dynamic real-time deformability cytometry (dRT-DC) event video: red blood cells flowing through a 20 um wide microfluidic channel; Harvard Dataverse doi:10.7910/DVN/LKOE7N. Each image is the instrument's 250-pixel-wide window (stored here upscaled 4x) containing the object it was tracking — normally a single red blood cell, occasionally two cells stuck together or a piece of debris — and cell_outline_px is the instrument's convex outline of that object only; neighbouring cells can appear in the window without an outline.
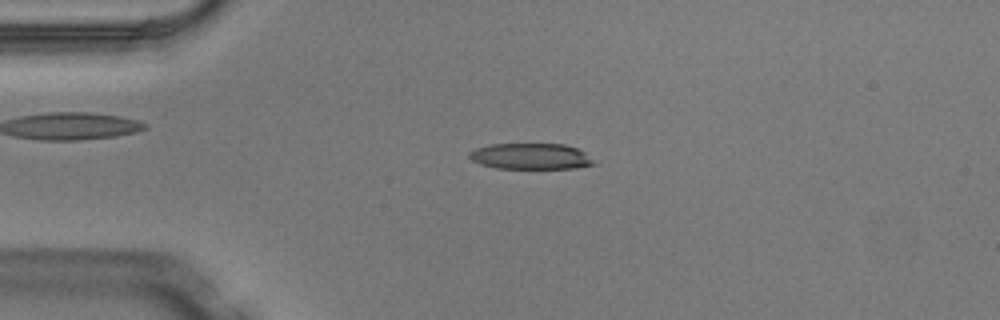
{"species": "Egyptian fruit bat (a non-hibernating species)", "species_latin": "Rousettus aegyptiacus", "temperature_condition": "warm", "stored_images_in_passage": 3, "camera_frame_rate_fps": 3000, "um_per_image_px": 0.085, "animal": {"sex": "male"}, "frame": {"image": 1, "passage_image": 2, "time_ms": 0.333, "image_size_px": [1000, 320], "cell_outline_px": [[596, 164], [576, 168], [496, 168], [480, 164], [472, 160], [468, 156], [468, 152], [476, 148], [488, 144], [564, 144], [576, 148], [584, 152]], "centroid_in_image_um": [45.07, 13.28], "position_along_channel_um": 39.9, "area_um2": 18.79}}